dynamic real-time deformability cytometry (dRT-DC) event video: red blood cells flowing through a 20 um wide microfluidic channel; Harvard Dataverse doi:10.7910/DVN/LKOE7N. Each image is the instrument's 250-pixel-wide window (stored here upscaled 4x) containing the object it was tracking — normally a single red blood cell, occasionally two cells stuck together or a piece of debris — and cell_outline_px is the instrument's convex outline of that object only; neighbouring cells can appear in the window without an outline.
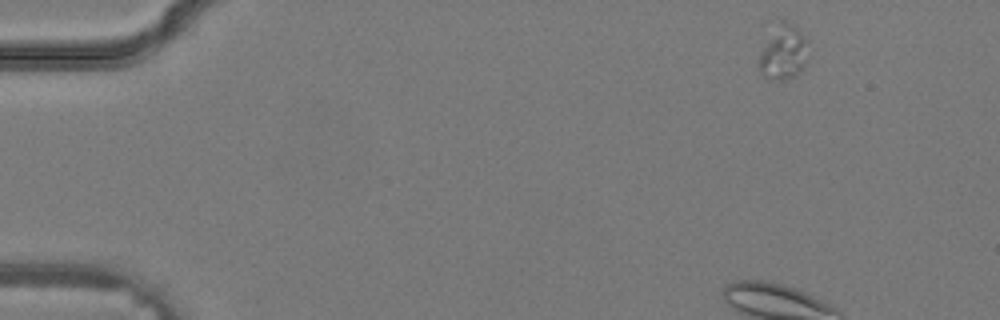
{"species": "common noctule bat (a hibernating species)", "species_latin": "Nyctalus noctula", "temperature_condition": "warm", "stored_images_in_passage": 10, "camera_frame_rate_fps": 3000, "um_per_image_px": 0.085, "animal": {"sex": "male", "body_mass_g": 19.2, "forearm_length_mm": 51.8}, "frame": {"image": 1, "passage_image": 1, "time_ms": 0.0, "image_size_px": [1000, 320], "cell_outline_px": [[812, 56], [800, 72], [796, 76], [784, 80], [772, 80], [764, 76], [760, 72], [760, 56], [776, 20], [784, 20], [792, 24], [804, 36]], "centroid_in_image_um": [66.66, 4.46], "position_along_channel_um": 18.3, "area_um2": 15.95}}